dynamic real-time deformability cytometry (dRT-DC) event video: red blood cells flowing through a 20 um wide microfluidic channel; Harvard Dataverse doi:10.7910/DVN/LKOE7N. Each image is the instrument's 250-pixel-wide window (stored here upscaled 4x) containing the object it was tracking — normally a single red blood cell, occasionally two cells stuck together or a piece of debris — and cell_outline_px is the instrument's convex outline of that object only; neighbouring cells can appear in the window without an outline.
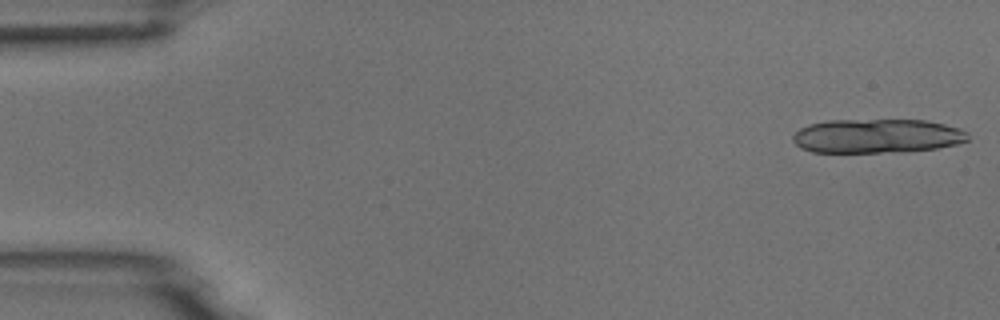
{"species": "common noctule bat (a hibernating species)", "species_latin": "Nyctalus noctula", "temperature_condition": "room temperature", "stored_images_in_passage": 13, "camera_frame_rate_fps": 3000, "um_per_image_px": 0.085, "animal": {"sex": "male", "body_mass_g": 18.8}, "frame": {"image": 1, "passage_image": 1, "time_ms": 0.0, "image_size_px": [1000, 320], "cell_outline_px": [[968, 140], [956, 144], [936, 148], [904, 152], [812, 152], [800, 148], [792, 140], [792, 136], [800, 128], [808, 124], [828, 120], [924, 120], [944, 124], [960, 128], [968, 132]], "centroid_in_image_um": [74.53, 11.56], "position_along_channel_um": 10.5, "area_um2": 34.97}}